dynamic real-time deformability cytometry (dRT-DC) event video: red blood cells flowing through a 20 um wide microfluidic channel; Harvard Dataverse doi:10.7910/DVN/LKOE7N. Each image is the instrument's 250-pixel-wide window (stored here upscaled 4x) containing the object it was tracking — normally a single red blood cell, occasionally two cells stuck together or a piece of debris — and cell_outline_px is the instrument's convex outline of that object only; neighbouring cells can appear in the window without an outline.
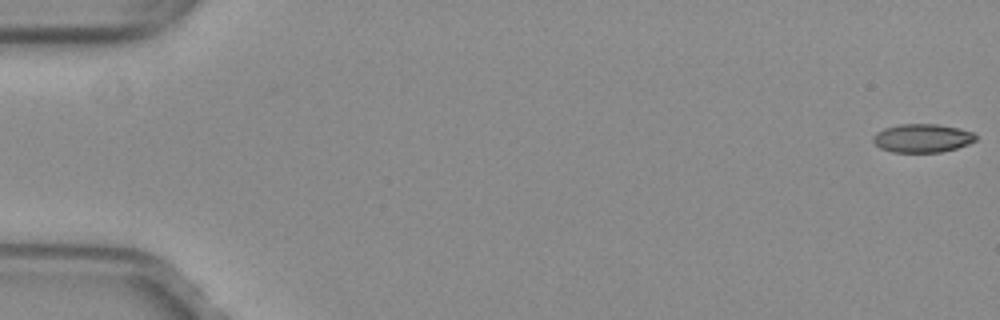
{"species": "common noctule bat (a hibernating species)", "species_latin": "Nyctalus noctula", "temperature_condition": "warm", "stored_images_in_passage": 52, "camera_frame_rate_fps": 3000, "um_per_image_px": 0.085, "animal": {"sex": "female", "body_mass_g": 29.2, "forearm_length_mm": 56.3}, "frame": {"image": 1, "passage_image": 1, "time_ms": 0.0, "image_size_px": [1000, 320], "cell_outline_px": [[976, 140], [968, 144], [956, 148], [940, 152], [892, 152], [880, 148], [872, 140], [872, 136], [876, 132], [884, 128], [900, 124], [936, 124], [956, 128], [972, 132], [976, 136]], "centroid_in_image_um": [78.35, 11.74], "position_along_channel_um": 6.6, "area_um2": 16.94}}
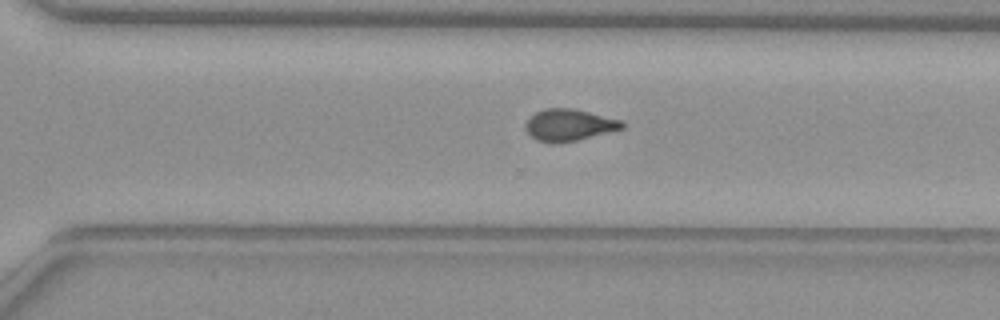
{"frame": {"image": 2, "passage_image": 37, "time_ms": 12.0, "image_size_px": [1000, 320], "cell_outline_px": [[624, 128], [560, 144], [552, 144], [536, 140], [528, 132], [524, 124], [536, 112], [544, 108], [572, 108], [624, 120]], "centroid_in_image_um": [48.38, 10.63], "position_along_channel_um": 322.2, "area_um2": 17.92}}
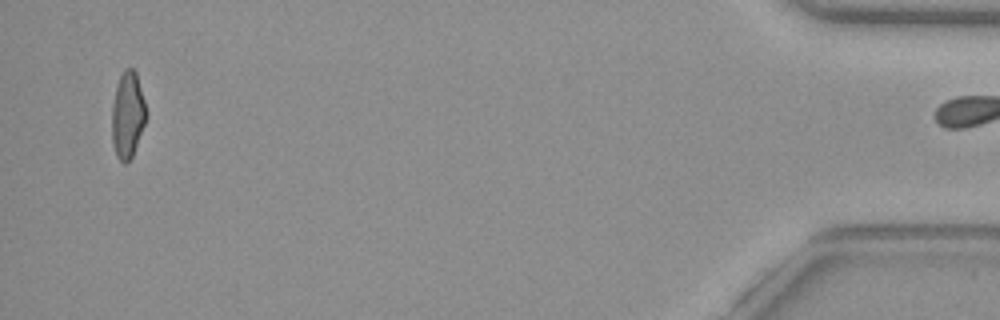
{"frame": {"image": 3, "passage_image": 51, "time_ms": 16.667, "image_size_px": [1000, 320], "cell_outline_px": [[144, 124], [132, 156], [124, 164], [116, 156], [112, 144], [112, 104], [116, 84], [124, 68], [132, 68], [136, 72], [144, 100]], "centroid_in_image_um": [10.81, 9.75], "position_along_channel_um": 424.4, "area_um2": 16.94}, "authors_computed_cell_mechanics": {"area_um2": 17.7735, "velocity_mm_per_s": 4.0412, "shape_relaxation_time_tau1_ms": null, "shape_relaxation_time_tau2_ms": 1.4478, "deformation_change_tau1": null, "deformation_change_tau2": 0.0757}}